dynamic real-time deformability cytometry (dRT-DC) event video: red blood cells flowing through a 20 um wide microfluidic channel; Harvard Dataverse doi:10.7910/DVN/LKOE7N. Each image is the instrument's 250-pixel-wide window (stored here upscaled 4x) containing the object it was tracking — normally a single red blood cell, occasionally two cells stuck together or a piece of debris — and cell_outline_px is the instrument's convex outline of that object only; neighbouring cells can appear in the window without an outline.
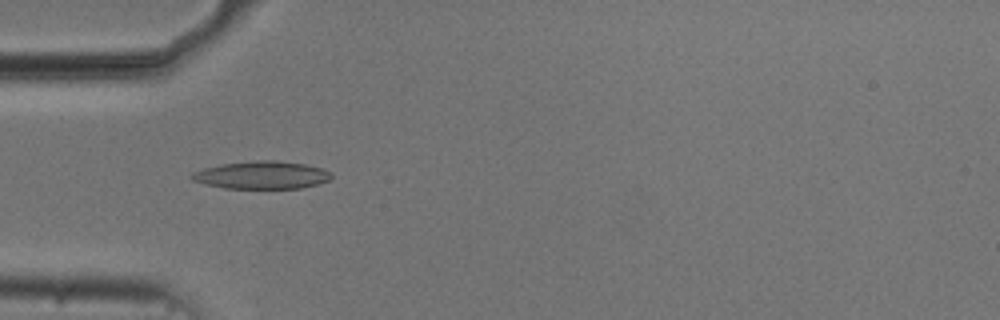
{"species": "common noctule bat (a hibernating species)", "species_latin": "Nyctalus noctula", "temperature_condition": "cold", "stored_images_in_passage": 47, "camera_frame_rate_fps": 3000, "um_per_image_px": 0.085, "animal": {"sex": "male", "body_mass_g": 20.5, "forearm_length_mm": 52.5}, "frame": {"image": 1, "passage_image": 10, "time_ms": 3.0, "image_size_px": [1000, 320], "cell_outline_px": [[332, 176], [328, 180], [316, 184], [300, 188], [224, 188], [192, 180], [188, 176], [192, 172], [204, 168], [220, 164], [256, 160], [276, 160], [304, 164], [324, 168], [332, 172]], "centroid_in_image_um": [22.24, 14.87], "position_along_channel_um": 62.8, "area_um2": 22.54}}
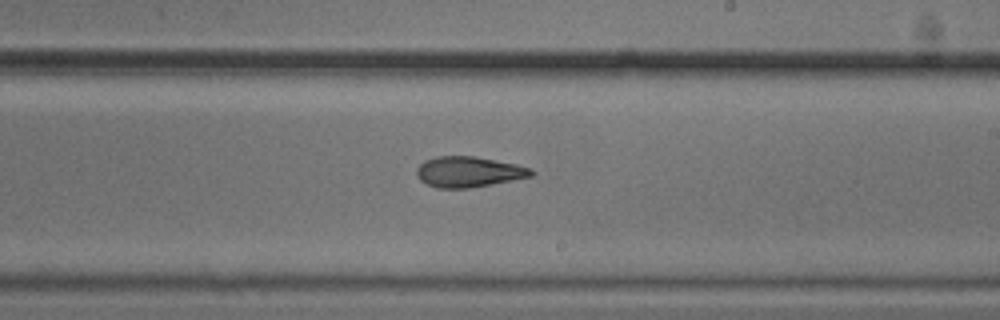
{"frame": {"image": 2, "passage_image": 25, "time_ms": 8.0, "image_size_px": [1000, 320], "cell_outline_px": [[536, 172], [532, 176], [492, 184], [468, 188], [436, 188], [420, 180], [416, 176], [416, 168], [424, 160], [436, 156], [476, 156], [516, 164], [532, 168]], "centroid_in_image_um": [39.83, 14.6], "position_along_channel_um": 249.2, "area_um2": 20.58}}
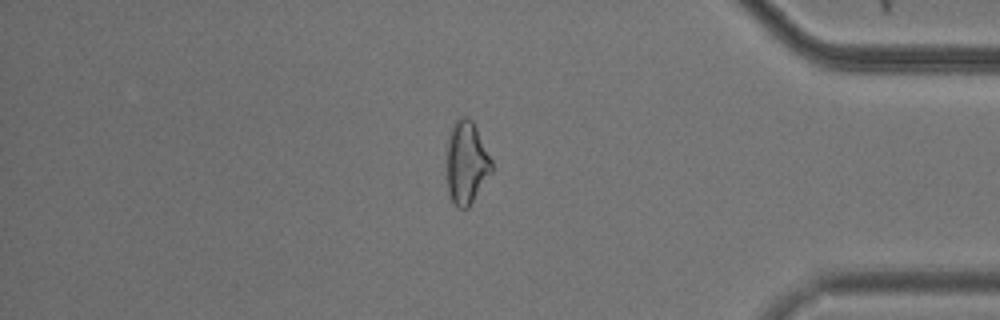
{"frame": {"image": 3, "passage_image": 39, "time_ms": 12.667, "image_size_px": [1000, 320], "cell_outline_px": [[492, 172], [468, 208], [456, 208], [452, 204], [448, 192], [448, 132], [452, 124], [460, 116], [468, 116], [472, 120], [492, 160]], "centroid_in_image_um": [39.65, 13.83], "position_along_channel_um": 395.6, "area_um2": 21.68}, "authors_computed_cell_mechanics": {"area_um2": 20.9814, "velocity_mm_per_s": 3.744, "shape_relaxation_time_tau1_ms": 7.1963, "shape_relaxation_time_tau2_ms": 4.2055, "deformation_change_tau1": 0.1843, "deformation_change_tau2": 0.117}}